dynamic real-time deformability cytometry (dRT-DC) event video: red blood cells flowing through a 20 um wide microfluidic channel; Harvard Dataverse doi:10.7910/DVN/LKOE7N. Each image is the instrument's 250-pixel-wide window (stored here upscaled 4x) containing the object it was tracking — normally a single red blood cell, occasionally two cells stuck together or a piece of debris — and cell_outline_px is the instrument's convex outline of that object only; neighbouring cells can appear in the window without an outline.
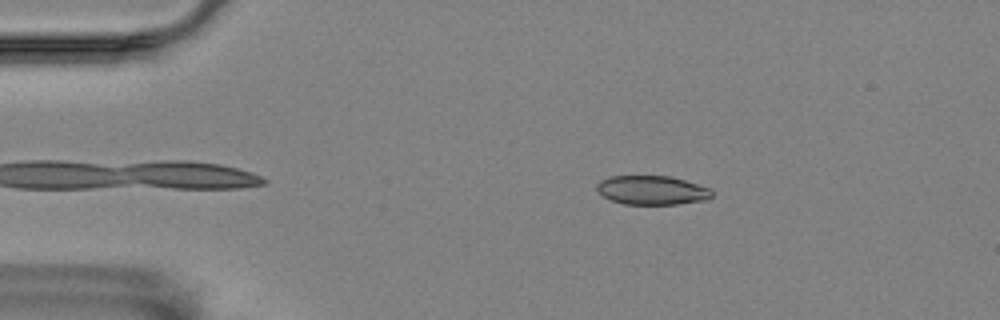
{"species": "Egyptian fruit bat (a non-hibernating species)", "species_latin": "Rousettus aegyptiacus", "temperature_condition": "room temperature", "stored_images_in_passage": 43, "camera_frame_rate_fps": 3000, "um_per_image_px": 0.085, "animal": {"sex": "female"}, "frame": {"image": 1, "passage_image": 5, "time_ms": 1.333, "image_size_px": [1000, 320], "cell_outline_px": [[712, 196], [708, 200], [676, 204], [624, 204], [612, 200], [604, 196], [596, 188], [596, 184], [600, 180], [608, 176], [668, 176], [684, 180], [712, 188]], "centroid_in_image_um": [55.44, 16.16], "position_along_channel_um": 29.6, "area_um2": 19.48}}
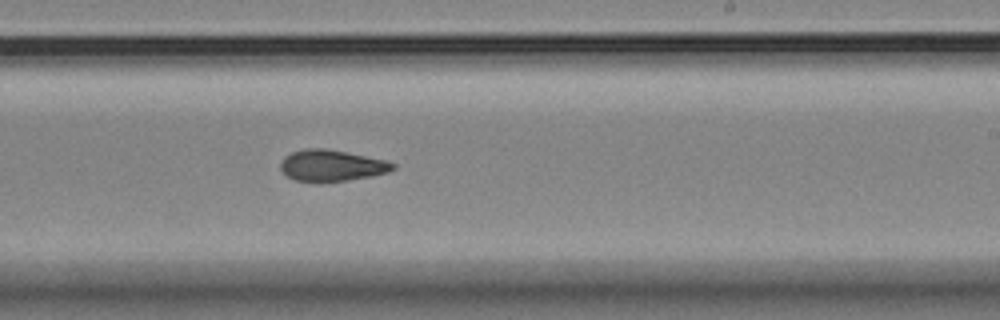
{"frame": {"image": 2, "passage_image": 29, "time_ms": 9.333, "image_size_px": [1000, 320], "cell_outline_px": [[396, 168], [388, 172], [372, 176], [348, 180], [320, 184], [296, 180], [288, 176], [280, 168], [280, 164], [284, 156], [292, 152], [304, 148], [324, 148], [388, 160], [396, 164]], "centroid_in_image_um": [28.2, 14.09], "position_along_channel_um": 260.8, "area_um2": 20.92}}
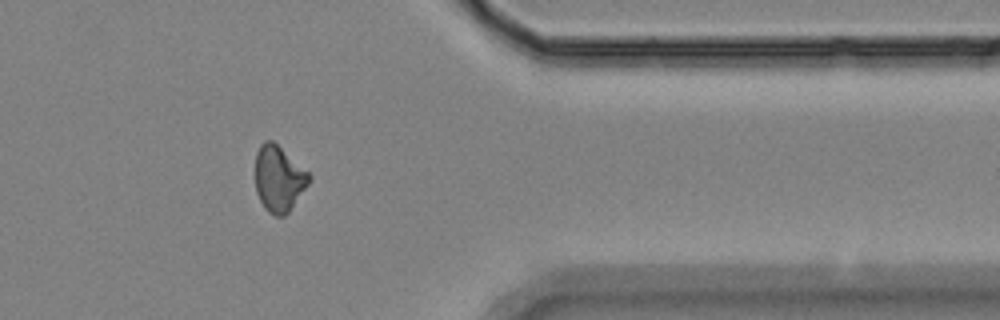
{"frame": {"image": 3, "passage_image": 41, "time_ms": 13.333, "image_size_px": [1000, 320], "cell_outline_px": [[312, 180], [288, 212], [284, 216], [276, 216], [268, 212], [264, 208], [256, 192], [256, 152], [260, 144], [264, 140], [272, 140], [308, 172], [312, 176]], "centroid_in_image_um": [23.7, 15.19], "position_along_channel_um": 387.7, "area_um2": 20.58}, "authors_computed_cell_mechanics": {"area_um2": 20.7502, "velocity_mm_per_s": 3.5362, "shape_relaxation_time_tau1_ms": 5.6025, "shape_relaxation_time_tau2_ms": 7.6204, "deformation_change_tau1": 0.1266, "deformation_change_tau2": 0.1193}}